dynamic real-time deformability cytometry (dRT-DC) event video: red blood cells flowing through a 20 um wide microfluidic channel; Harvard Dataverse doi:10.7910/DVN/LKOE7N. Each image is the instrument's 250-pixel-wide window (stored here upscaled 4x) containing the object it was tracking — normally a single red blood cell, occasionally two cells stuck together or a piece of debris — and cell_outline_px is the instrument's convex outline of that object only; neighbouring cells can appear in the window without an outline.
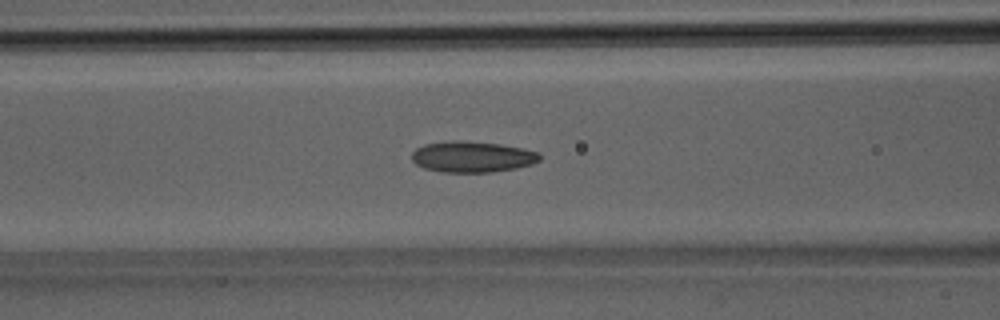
{"species": "Egyptian fruit bat (a non-hibernating species)", "species_latin": "Rousettus aegyptiacus", "temperature_condition": "room temperature", "stored_images_in_passage": 38, "camera_frame_rate_fps": 3000, "um_per_image_px": 0.085, "animal": {"sex": "male"}, "frame": {"image": 1, "passage_image": 16, "time_ms": 5.0, "image_size_px": [1000, 320], "cell_outline_px": [[540, 160], [532, 164], [516, 168], [492, 172], [440, 172], [424, 168], [416, 164], [412, 160], [412, 152], [416, 148], [424, 144], [456, 140], [500, 144], [540, 152]], "centroid_in_image_um": [40.13, 13.33], "position_along_channel_um": 126.5, "area_um2": 23.06}}
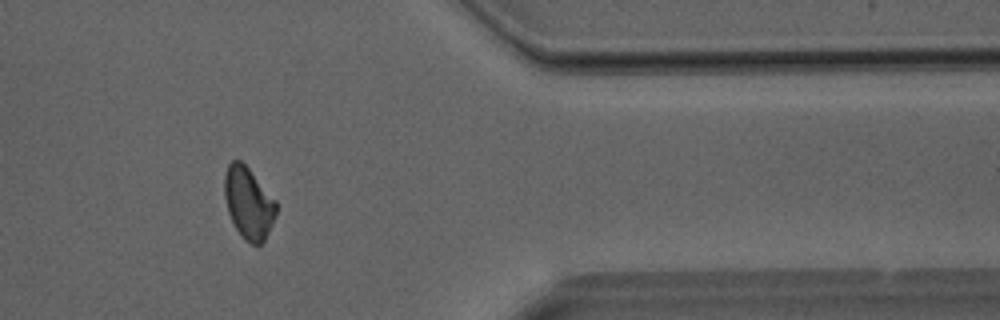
{"frame": {"image": 2, "passage_image": 32, "time_ms": 10.333, "image_size_px": [1000, 320], "cell_outline_px": [[276, 216], [264, 240], [260, 244], [252, 244], [244, 240], [236, 228], [228, 212], [224, 196], [224, 176], [228, 164], [232, 160], [240, 160], [248, 168], [276, 200]], "centroid_in_image_um": [21.11, 17.25], "position_along_channel_um": 390.3, "area_um2": 21.44}}
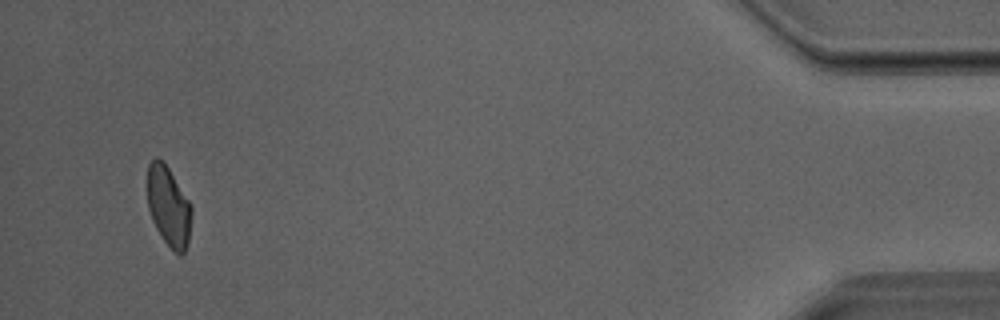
{"frame": {"image": 3, "passage_image": 37, "time_ms": 12.0, "image_size_px": [1000, 320], "cell_outline_px": [[192, 212], [188, 244], [184, 252], [180, 256], [164, 240], [156, 228], [152, 220], [148, 208], [148, 164], [156, 156], [168, 168], [188, 200], [192, 208]], "centroid_in_image_um": [14.33, 17.56], "position_along_channel_um": 420.9, "area_um2": 20.17}}